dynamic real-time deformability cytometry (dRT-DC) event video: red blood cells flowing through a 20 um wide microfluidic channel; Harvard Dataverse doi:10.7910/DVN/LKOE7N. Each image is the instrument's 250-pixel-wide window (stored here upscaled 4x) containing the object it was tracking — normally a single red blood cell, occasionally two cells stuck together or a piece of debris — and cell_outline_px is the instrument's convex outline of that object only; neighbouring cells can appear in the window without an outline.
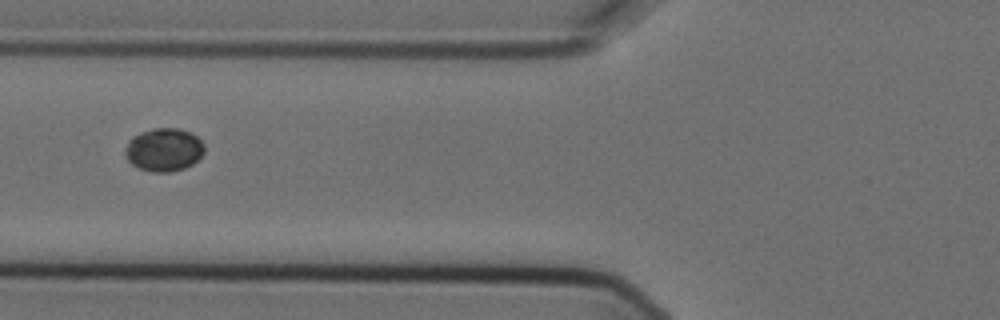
{"species": "Egyptian fruit bat (a non-hibernating species)", "species_latin": "Rousettus aegyptiacus", "temperature_condition": "cold", "stored_images_in_passage": 15, "camera_frame_rate_fps": 3000, "um_per_image_px": 0.085, "animal": {"sex": "female"}, "frame": {"image": 1, "passage_image": 6, "time_ms": 1.667, "image_size_px": [1000, 320], "cell_outline_px": [[204, 152], [192, 164], [184, 168], [172, 172], [152, 172], [140, 168], [132, 164], [124, 156], [124, 152], [128, 140], [132, 136], [140, 132], [152, 128], [180, 128], [192, 132], [204, 144]], "centroid_in_image_um": [13.91, 12.71], "position_along_channel_um": 111.9, "area_um2": 20.11}}
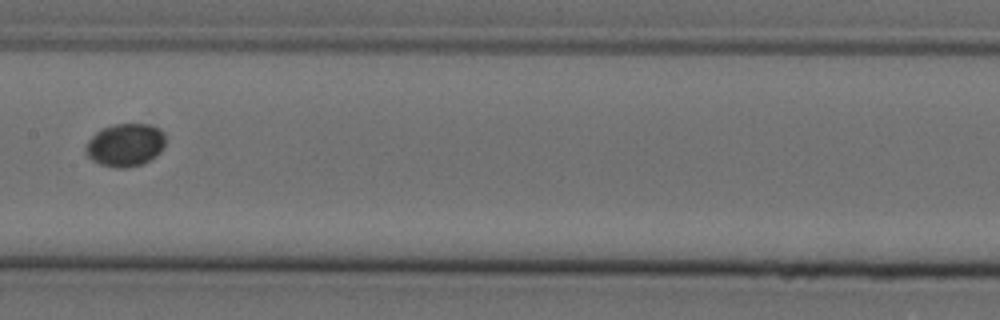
{"frame": {"image": 2, "passage_image": 8, "time_ms": 2.333, "image_size_px": [1000, 320], "cell_outline_px": [[164, 144], [160, 152], [156, 156], [140, 164], [128, 168], [116, 168], [100, 164], [92, 160], [84, 152], [84, 148], [88, 140], [100, 128], [116, 124], [148, 124], [160, 128], [164, 132]], "centroid_in_image_um": [10.62, 12.32], "position_along_channel_um": 196.8, "area_um2": 20.06}}
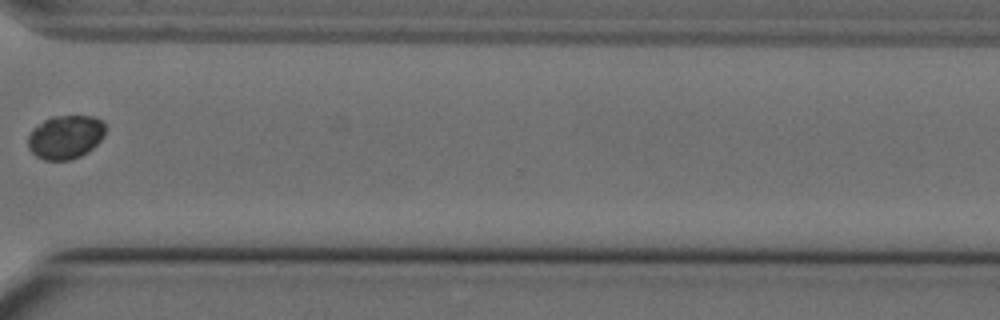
{"frame": {"image": 3, "passage_image": 12, "time_ms": 3.667, "image_size_px": [1000, 320], "cell_outline_px": [[104, 136], [88, 152], [72, 160], [44, 160], [36, 156], [28, 148], [28, 136], [32, 128], [44, 120], [52, 116], [96, 116], [104, 120]], "centroid_in_image_um": [5.56, 11.64], "position_along_channel_um": 365.0, "area_um2": 19.88}}